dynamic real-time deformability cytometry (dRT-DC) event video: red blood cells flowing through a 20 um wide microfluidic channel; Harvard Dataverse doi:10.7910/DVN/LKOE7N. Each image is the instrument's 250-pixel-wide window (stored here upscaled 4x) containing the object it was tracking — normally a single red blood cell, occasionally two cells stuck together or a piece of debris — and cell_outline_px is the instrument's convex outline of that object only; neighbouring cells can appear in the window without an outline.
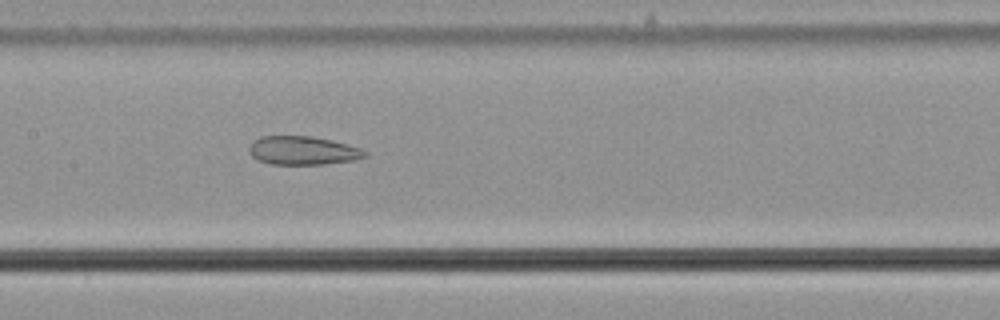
{"species": "common noctule bat (a hibernating species)", "species_latin": "Nyctalus noctula", "temperature_condition": "cold", "stored_images_in_passage": 43, "camera_frame_rate_fps": 3000, "um_per_image_px": 0.085, "animal": {"sex": "male", "body_mass_g": 21.5, "forearm_length_mm": 52.0}, "frame": {"image": 1, "passage_image": 15, "time_ms": 4.667, "image_size_px": [1000, 320], "cell_outline_px": [[368, 156], [356, 160], [324, 164], [272, 164], [256, 160], [252, 156], [248, 148], [260, 136], [312, 136], [332, 140], [360, 148], [368, 152]], "centroid_in_image_um": [25.78, 12.8], "position_along_channel_um": 181.6, "area_um2": 19.31}}
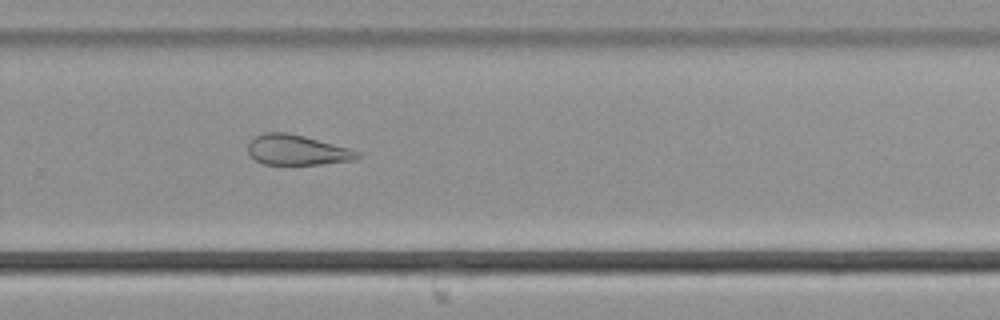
{"frame": {"image": 2, "passage_image": 25, "time_ms": 8.0, "image_size_px": [1000, 320], "cell_outline_px": [[360, 156], [356, 160], [320, 164], [264, 164], [256, 160], [248, 152], [248, 144], [256, 136], [264, 132], [288, 132], [304, 136], [348, 148], [360, 152]], "centroid_in_image_um": [25.25, 12.75], "position_along_channel_um": 304.5, "area_um2": 19.07}}
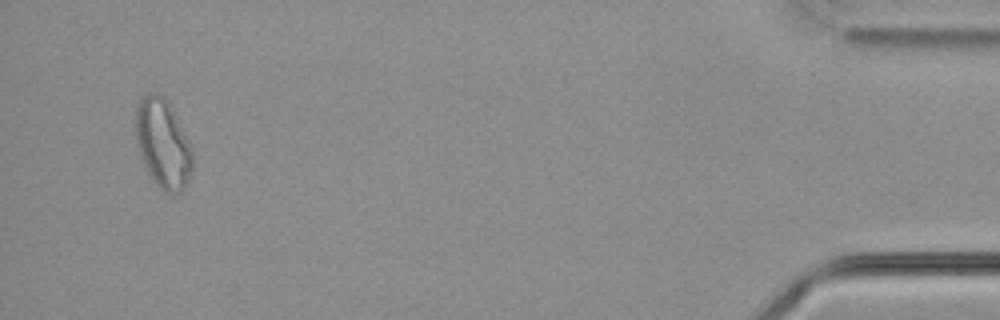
{"frame": {"image": 3, "passage_image": 41, "time_ms": 13.333, "image_size_px": [1000, 320], "cell_outline_px": [[192, 168], [188, 180], [180, 192], [172, 196], [156, 188], [140, 156], [136, 144], [136, 108], [140, 100], [148, 92], [160, 92], [168, 100], [192, 148]], "centroid_in_image_um": [13.84, 12.23], "position_along_channel_um": 421.4, "area_um2": 29.82}, "authors_computed_cell_mechanics": {"area_um2": 22.4264, "velocity_mm_per_s": 3.7013, "shape_relaxation_time_tau1_ms": null, "shape_relaxation_time_tau2_ms": 7.867, "deformation_change_tau1": null, "deformation_change_tau2": 0.1967}}